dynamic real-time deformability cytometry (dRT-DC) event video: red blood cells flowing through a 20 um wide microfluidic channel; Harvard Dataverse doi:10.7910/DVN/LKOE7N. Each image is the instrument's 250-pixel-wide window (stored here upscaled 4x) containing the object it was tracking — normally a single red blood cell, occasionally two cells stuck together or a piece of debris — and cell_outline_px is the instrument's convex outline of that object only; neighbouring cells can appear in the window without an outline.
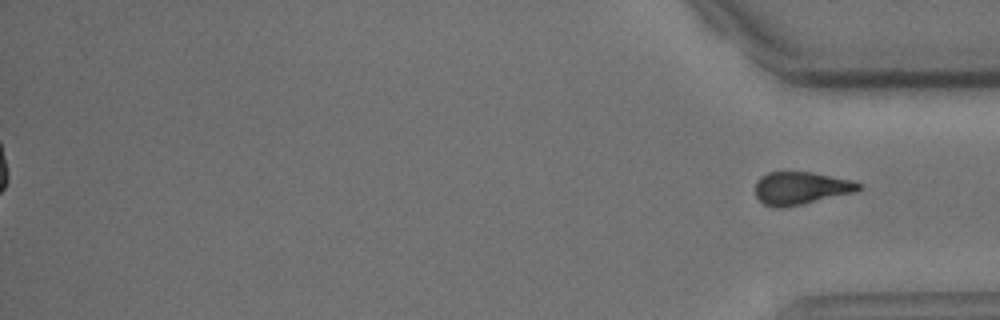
{"species": "common noctule bat (a hibernating species)", "species_latin": "Nyctalus noctula", "temperature_condition": "cold", "stored_images_in_passage": 45, "segment_of_instrument_passage": [2, 2], "camera_frame_rate_fps": 3000, "um_per_image_px": 0.085, "animal": {"sex": "male", "body_mass_g": 15.6}, "frame": {"image": 1, "passage_image": 45, "time_ms": 14.667, "image_size_px": [1000, 320], "cell_outline_px": [[860, 188], [856, 192], [784, 208], [772, 208], [764, 204], [756, 196], [756, 180], [760, 176], [768, 172], [812, 172], [852, 180], [860, 184]], "centroid_in_image_um": [68.04, 16.0], "position_along_channel_um": 367.2, "area_um2": 19.77}}